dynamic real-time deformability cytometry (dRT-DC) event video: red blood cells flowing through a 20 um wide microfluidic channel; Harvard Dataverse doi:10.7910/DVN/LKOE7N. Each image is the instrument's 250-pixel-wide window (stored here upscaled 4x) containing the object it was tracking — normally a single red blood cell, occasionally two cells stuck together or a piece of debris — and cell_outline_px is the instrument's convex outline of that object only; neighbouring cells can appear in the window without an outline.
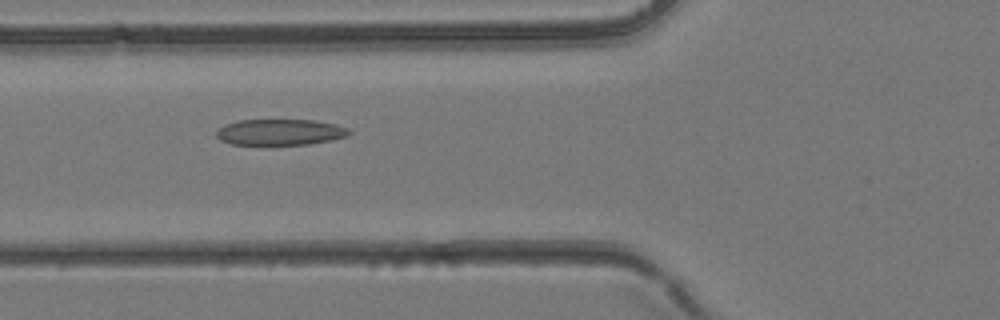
{"species": "common noctule bat (a hibernating species)", "species_latin": "Nyctalus noctula", "temperature_condition": "room temperature", "stored_images_in_passage": 40, "camera_frame_rate_fps": 3000, "um_per_image_px": 0.085, "animal": {"sex": "female", "body_mass_g": 24.6, "forearm_length_mm": 56.2}, "frame": {"image": 1, "passage_image": 15, "time_ms": 4.667, "image_size_px": [1000, 320], "cell_outline_px": [[352, 132], [348, 136], [332, 140], [308, 144], [260, 148], [232, 144], [220, 140], [216, 136], [216, 132], [224, 124], [240, 120], [312, 120], [336, 124], [348, 128]], "centroid_in_image_um": [23.77, 11.28], "position_along_channel_um": 102.0, "area_um2": 21.15}}
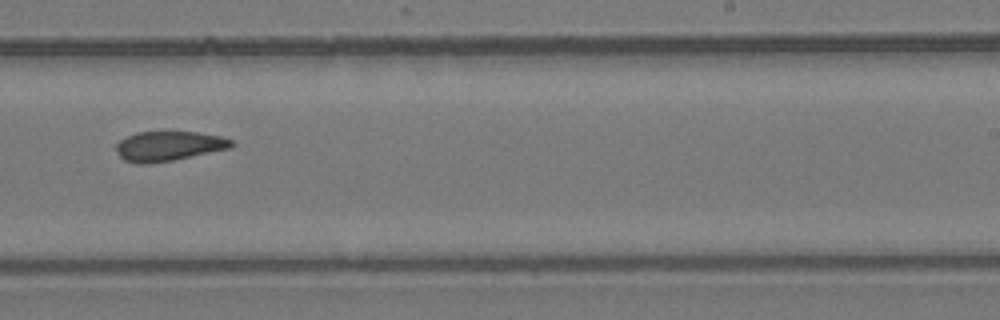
{"frame": {"image": 2, "passage_image": 25, "time_ms": 8.0, "image_size_px": [1000, 320], "cell_outline_px": [[236, 144], [232, 148], [172, 160], [148, 164], [136, 164], [124, 160], [116, 152], [116, 144], [120, 140], [136, 132], [196, 132], [220, 136], [232, 140]], "centroid_in_image_um": [14.34, 12.42], "position_along_channel_um": 274.7, "area_um2": 20.0}}
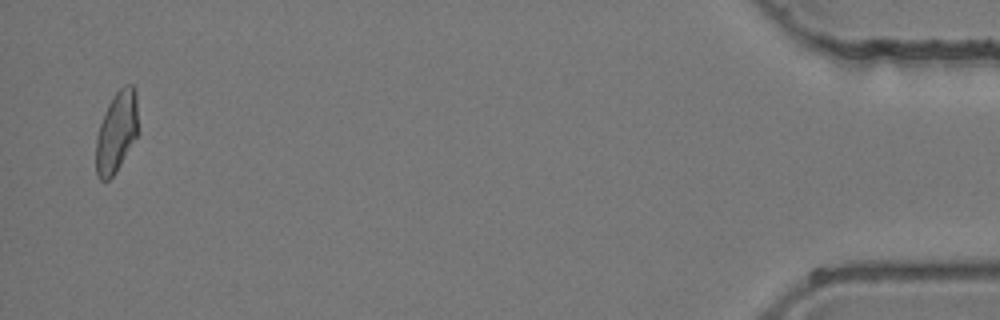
{"frame": {"image": 3, "passage_image": 39, "time_ms": 12.667, "image_size_px": [1000, 320], "cell_outline_px": [[136, 136], [116, 172], [108, 180], [100, 180], [96, 172], [96, 136], [100, 124], [108, 104], [116, 92], [124, 84], [132, 84], [136, 92]], "centroid_in_image_um": [9.87, 11.21], "position_along_channel_um": 425.3, "area_um2": 19.42}}